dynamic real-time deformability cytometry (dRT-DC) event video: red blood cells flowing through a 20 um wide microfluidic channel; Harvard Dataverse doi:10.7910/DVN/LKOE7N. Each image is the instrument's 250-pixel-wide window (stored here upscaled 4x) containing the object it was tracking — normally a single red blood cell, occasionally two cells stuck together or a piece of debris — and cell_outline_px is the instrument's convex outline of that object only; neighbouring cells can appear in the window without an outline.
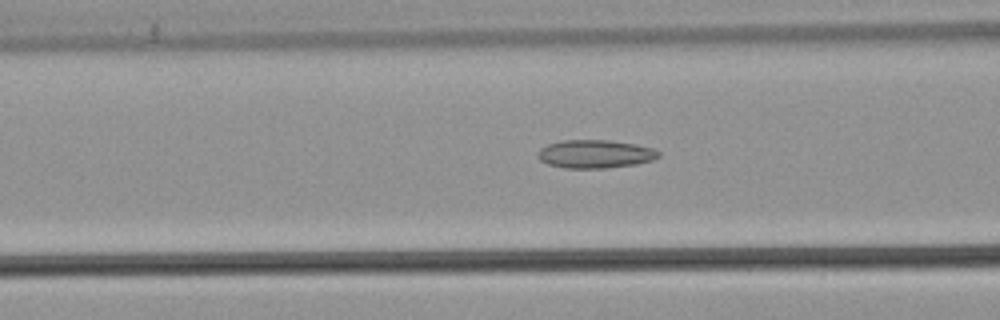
{"species": "common noctule bat (a hibernating species)", "species_latin": "Nyctalus noctula", "temperature_condition": "warm", "stored_images_in_passage": 25, "camera_frame_rate_fps": 3000, "um_per_image_px": 0.085, "animal": {"sex": "male", "body_mass_g": 21.5, "forearm_length_mm": 52.0}, "frame": {"image": 1, "passage_image": 4, "time_ms": 1.0, "image_size_px": [1000, 320], "cell_outline_px": [[660, 156], [652, 160], [636, 164], [604, 168], [564, 168], [548, 164], [540, 160], [536, 152], [540, 148], [548, 144], [564, 140], [608, 140], [636, 144], [652, 148], [660, 152]], "centroid_in_image_um": [50.57, 13.09], "position_along_channel_um": 116.0, "area_um2": 19.88}}
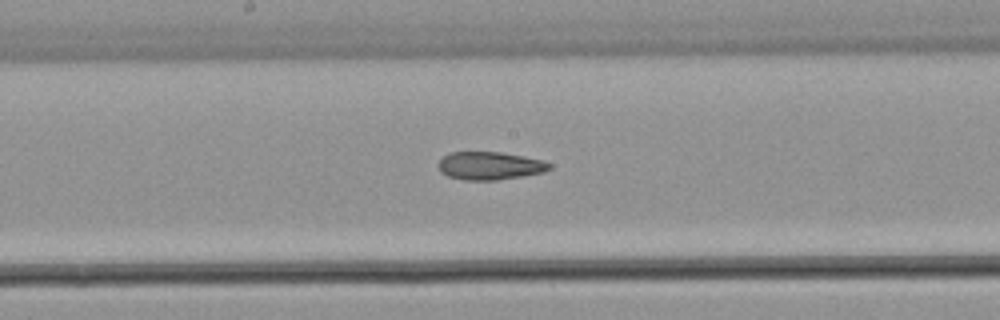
{"frame": {"image": 2, "passage_image": 11, "time_ms": 3.333, "image_size_px": [1000, 320], "cell_outline_px": [[552, 168], [544, 172], [496, 180], [464, 180], [448, 176], [440, 172], [440, 160], [444, 156], [452, 152], [500, 152], [524, 156], [544, 160], [552, 164]], "centroid_in_image_um": [41.68, 14.09], "position_along_channel_um": 206.5, "area_um2": 18.03}}
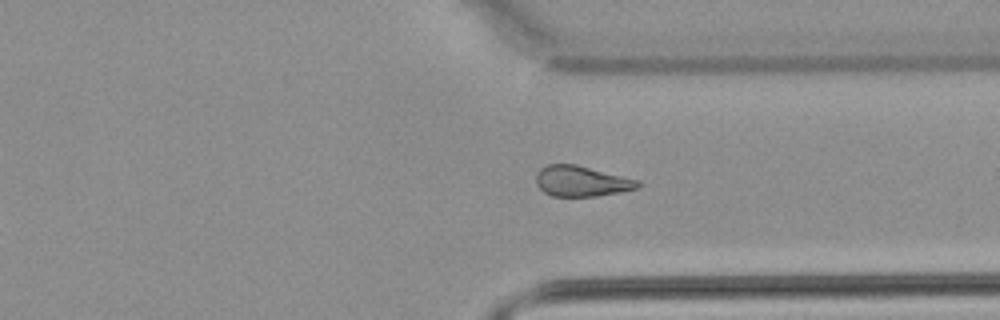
{"frame": {"image": 3, "passage_image": 23, "time_ms": 7.333, "image_size_px": [1000, 320], "cell_outline_px": [[640, 188], [620, 192], [596, 196], [552, 196], [544, 192], [536, 184], [536, 172], [540, 168], [548, 164], [576, 164], [640, 180]], "centroid_in_image_um": [49.43, 15.39], "position_along_channel_um": 362.0, "area_um2": 18.26}}